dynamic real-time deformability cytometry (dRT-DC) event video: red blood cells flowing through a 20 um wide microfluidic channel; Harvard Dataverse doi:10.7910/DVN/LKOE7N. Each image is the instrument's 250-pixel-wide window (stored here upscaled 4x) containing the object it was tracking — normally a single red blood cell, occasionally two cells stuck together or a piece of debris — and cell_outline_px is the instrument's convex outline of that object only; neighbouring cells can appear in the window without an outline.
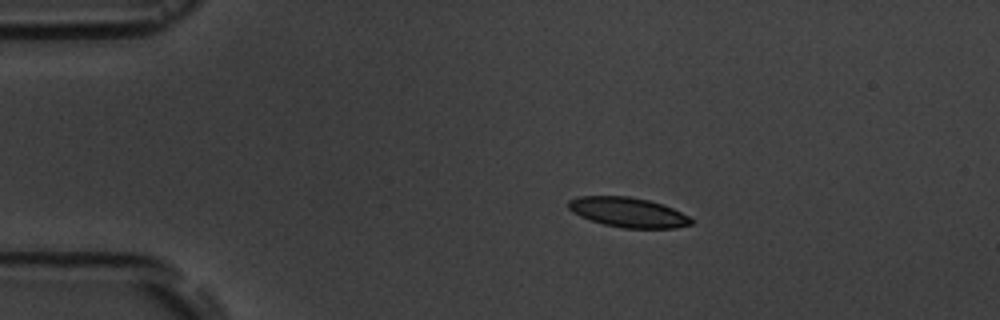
{"species": "common noctule bat (a hibernating species)", "species_latin": "Nyctalus noctula", "temperature_condition": "room temperature", "stored_images_in_passage": 16, "camera_frame_rate_fps": 3000, "um_per_image_px": 0.085, "animal": {"sex": "male", "body_mass_g": 19.5, "forearm_length_mm": 54.6}, "frame": {"image": 1, "passage_image": 3, "time_ms": 2.333, "image_size_px": [1000, 320], "cell_outline_px": [[692, 224], [676, 228], [624, 228], [604, 224], [580, 216], [572, 212], [568, 208], [568, 200], [580, 196], [628, 196], [648, 200], [664, 204], [688, 216], [692, 220]], "centroid_in_image_um": [53.38, 18.04], "position_along_channel_um": 31.6, "area_um2": 21.21}}
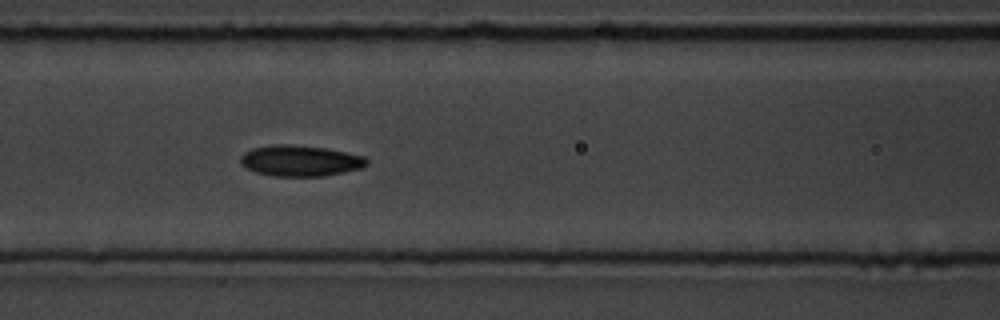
{"frame": {"image": 2, "passage_image": 7, "time_ms": 6.667, "image_size_px": [1000, 320], "cell_outline_px": [[368, 164], [360, 168], [344, 172], [324, 176], [272, 176], [256, 172], [240, 164], [240, 156], [244, 152], [252, 148], [272, 144], [292, 144], [324, 148], [364, 156], [368, 160]], "centroid_in_image_um": [25.49, 13.66], "position_along_channel_um": 141.1, "area_um2": 22.77}}
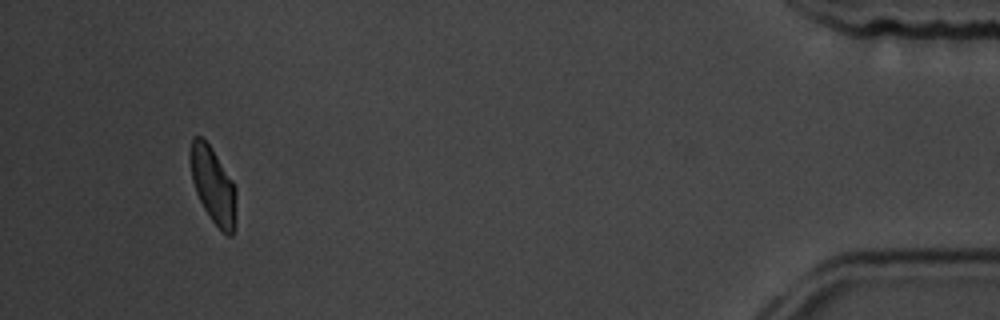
{"frame": {"image": 3, "passage_image": 15, "time_ms": 16.0, "image_size_px": [1000, 320], "cell_outline_px": [[236, 220], [232, 236], [228, 236], [212, 220], [204, 208], [196, 192], [192, 180], [188, 160], [188, 152], [192, 136], [200, 136], [212, 148], [232, 180], [236, 188]], "centroid_in_image_um": [18.09, 15.71], "position_along_channel_um": 417.1, "area_um2": 20.63}, "authors_computed_cell_mechanics": {"area_um2": 21.5305, "velocity_mm_per_s": 3.721, "shape_relaxation_time_tau1_ms": 3.4424, "shape_relaxation_time_tau2_ms": 1.616, "deformation_change_tau1": 0.0963, "deformation_change_tau2": 0.051}}